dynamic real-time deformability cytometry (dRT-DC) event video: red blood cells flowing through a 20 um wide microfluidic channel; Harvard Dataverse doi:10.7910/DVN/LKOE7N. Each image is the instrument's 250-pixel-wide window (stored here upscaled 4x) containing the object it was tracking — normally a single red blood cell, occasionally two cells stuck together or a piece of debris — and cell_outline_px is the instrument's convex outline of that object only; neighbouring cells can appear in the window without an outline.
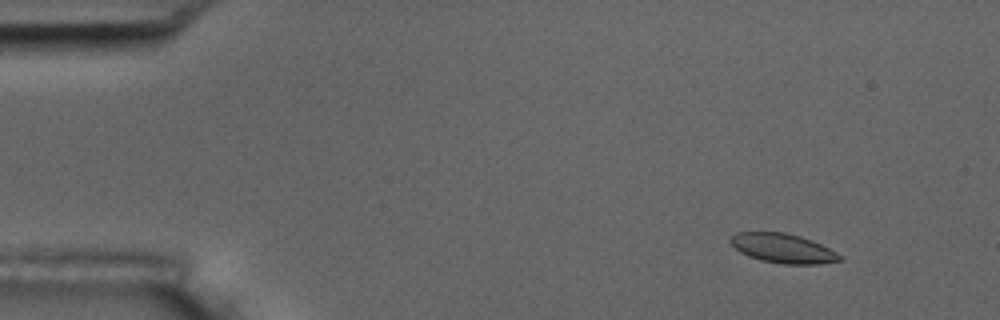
{"species": "common noctule bat (a hibernating species)", "species_latin": "Nyctalus noctula", "temperature_condition": "room temperature", "stored_images_in_passage": 51, "camera_frame_rate_fps": 3000, "um_per_image_px": 0.085, "animal": {"sex": "male", "body_mass_g": 17.5, "forearm_length_mm": 52.3}, "frame": {"image": 1, "passage_image": 2, "time_ms": 0.333, "image_size_px": [1000, 320], "cell_outline_px": [[844, 260], [820, 264], [784, 264], [760, 260], [748, 256], [740, 252], [728, 240], [736, 232], [784, 232], [800, 236], [812, 240], [844, 256]], "centroid_in_image_um": [66.57, 21.11], "position_along_channel_um": 18.4, "area_um2": 18.79}}
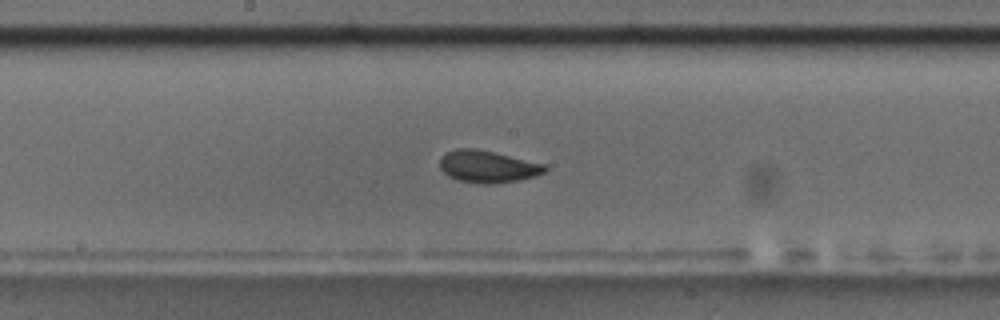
{"frame": {"image": 2, "passage_image": 25, "time_ms": 8.0, "image_size_px": [1000, 320], "cell_outline_px": [[548, 168], [544, 172], [536, 176], [520, 180], [492, 184], [484, 184], [456, 180], [448, 176], [440, 168], [440, 160], [444, 152], [456, 148], [476, 148], [548, 164]], "centroid_in_image_um": [41.47, 14.15], "position_along_channel_um": 206.7, "area_um2": 20.0}}
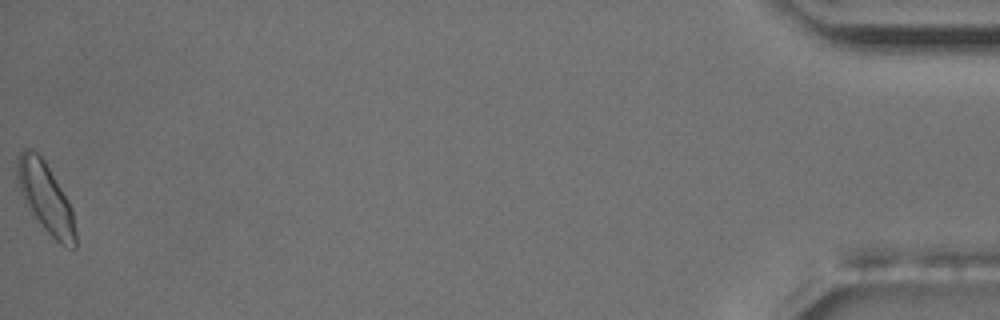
{"frame": {"image": 3, "passage_image": 51, "time_ms": 16.667, "image_size_px": [1000, 320], "cell_outline_px": [[76, 248], [72, 248], [60, 244], [44, 228], [28, 208], [20, 192], [16, 180], [16, 160], [20, 152], [24, 148], [32, 148], [44, 160], [68, 200], [72, 208], [76, 232]], "centroid_in_image_um": [3.86, 16.78], "position_along_channel_um": 431.3, "area_um2": 23.7}, "authors_computed_cell_mechanics": {"area_um2": 19.2474, "velocity_mm_per_s": 3.7136, "shape_relaxation_time_tau1_ms": null, "shape_relaxation_time_tau2_ms": 1.9216, "deformation_change_tau1": null, "deformation_change_tau2": 0.0495}}